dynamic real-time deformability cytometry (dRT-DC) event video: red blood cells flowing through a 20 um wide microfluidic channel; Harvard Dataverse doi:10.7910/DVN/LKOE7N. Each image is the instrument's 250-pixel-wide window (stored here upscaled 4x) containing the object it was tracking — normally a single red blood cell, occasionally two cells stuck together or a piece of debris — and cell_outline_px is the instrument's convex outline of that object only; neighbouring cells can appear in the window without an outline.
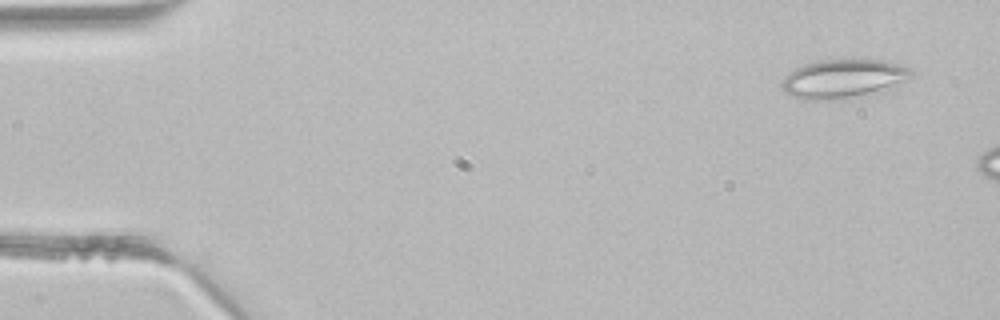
{"species": "common noctule bat (a hibernating species)", "species_latin": "Nyctalus noctula", "temperature_condition": "room temperature", "stored_images_in_passage": 3, "camera_frame_rate_fps": 3000, "um_per_image_px": 0.085, "animal": {"sex": "male", "body_mass_g": 21.5, "forearm_length_mm": 52.0}, "frame": {"image": 1, "passage_image": 1, "time_ms": 0.0, "image_size_px": [1000, 320], "cell_outline_px": [[912, 76], [896, 88], [884, 92], [848, 100], [800, 100], [792, 96], [780, 84], [788, 72], [804, 64], [820, 60], [884, 60], [912, 68]], "centroid_in_image_um": [71.76, 6.73], "position_along_channel_um": 13.2, "area_um2": 30.17}}